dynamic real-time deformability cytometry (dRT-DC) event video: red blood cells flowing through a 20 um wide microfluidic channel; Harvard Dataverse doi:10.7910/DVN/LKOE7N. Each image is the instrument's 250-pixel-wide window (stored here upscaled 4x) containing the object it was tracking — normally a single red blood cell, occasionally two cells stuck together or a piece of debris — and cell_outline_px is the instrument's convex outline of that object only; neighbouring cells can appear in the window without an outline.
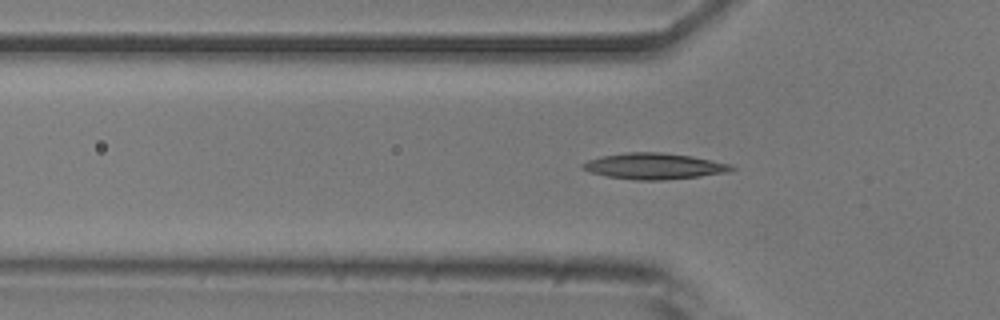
{"species": "common noctule bat (a hibernating species)", "species_latin": "Nyctalus noctula", "temperature_condition": "room temperature", "stored_images_in_passage": 49, "camera_frame_rate_fps": 3000, "um_per_image_px": 0.085, "animal": {"sex": "male", "body_mass_g": 20.5, "forearm_length_mm": 52.5}, "frame": {"image": 1, "passage_image": 17, "time_ms": 5.333, "image_size_px": [1000, 320], "cell_outline_px": [[736, 168], [728, 172], [700, 176], [664, 180], [636, 180], [608, 176], [592, 172], [584, 168], [580, 164], [588, 160], [600, 156], [624, 152], [660, 152], [692, 156], [712, 160], [728, 164]], "centroid_in_image_um": [55.6, 14.11], "position_along_channel_um": 70.2, "area_um2": 22.43}}
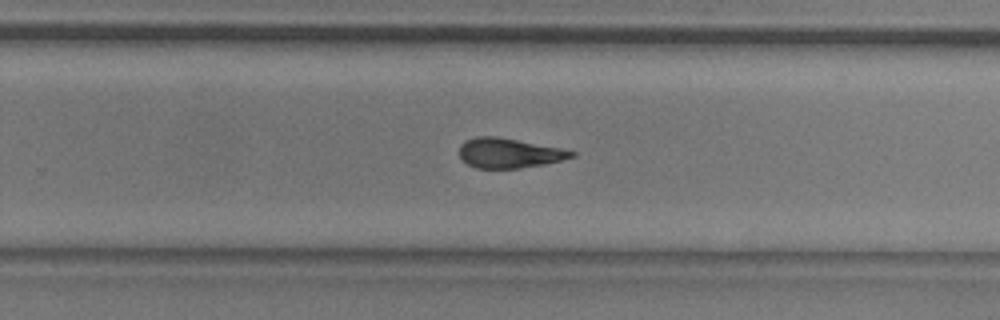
{"frame": {"image": 2, "passage_image": 34, "time_ms": 11.0, "image_size_px": [1000, 320], "cell_outline_px": [[576, 156], [544, 164], [520, 168], [476, 168], [468, 164], [460, 156], [460, 144], [464, 140], [476, 136], [496, 136], [560, 148], [576, 152]], "centroid_in_image_um": [43.24, 13.0], "position_along_channel_um": 286.6, "area_um2": 19.31}}
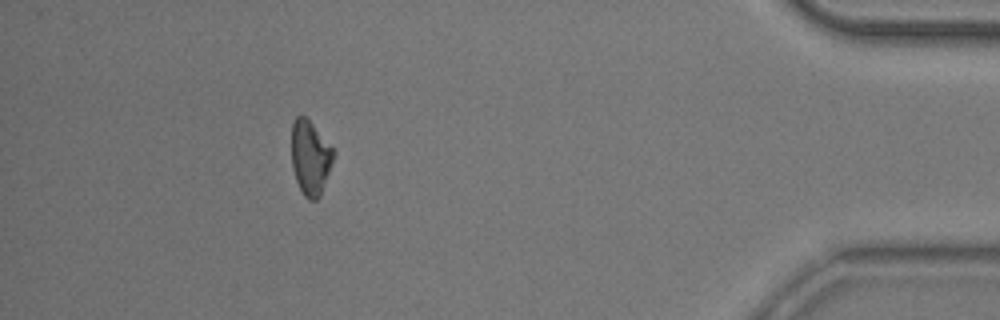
{"frame": {"image": 3, "passage_image": 48, "time_ms": 15.667, "image_size_px": [1000, 320], "cell_outline_px": [[336, 152], [320, 196], [316, 200], [308, 200], [304, 196], [296, 180], [292, 168], [292, 124], [296, 116], [304, 116], [312, 124]], "centroid_in_image_um": [26.37, 13.42], "position_along_channel_um": 408.8, "area_um2": 17.98}}